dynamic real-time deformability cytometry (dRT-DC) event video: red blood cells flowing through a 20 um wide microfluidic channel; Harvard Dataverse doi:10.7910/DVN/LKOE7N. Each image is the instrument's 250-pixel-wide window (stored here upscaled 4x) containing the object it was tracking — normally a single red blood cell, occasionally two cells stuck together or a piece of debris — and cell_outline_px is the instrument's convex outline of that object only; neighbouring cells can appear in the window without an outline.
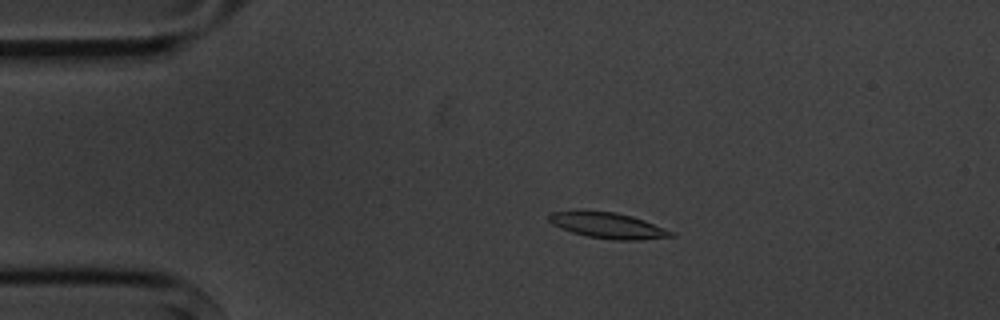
{"species": "common noctule bat (a hibernating species)", "species_latin": "Nyctalus noctula", "temperature_condition": "cold", "stored_images_in_passage": 15, "camera_frame_rate_fps": 3000, "um_per_image_px": 0.085, "animal": {"sex": "male", "body_mass_g": 20.1, "forearm_length_mm": 53.5}, "frame": {"image": 1, "passage_image": 3, "time_ms": 3.333, "image_size_px": [1000, 320], "cell_outline_px": [[676, 236], [640, 240], [612, 240], [588, 236], [572, 232], [552, 224], [548, 220], [548, 216], [552, 212], [616, 212], [632, 216], [644, 220], [676, 232]], "centroid_in_image_um": [51.76, 19.19], "position_along_channel_um": 33.2, "area_um2": 18.03}}
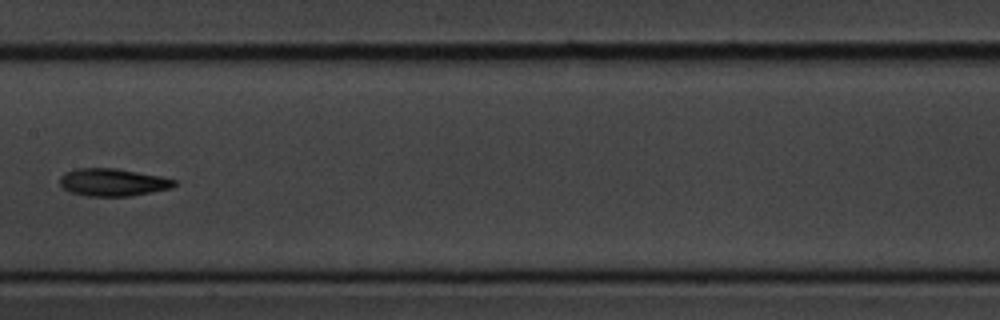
{"frame": {"image": 2, "passage_image": 8, "time_ms": 9.0, "image_size_px": [1000, 320], "cell_outline_px": [[176, 184], [172, 188], [152, 192], [128, 196], [84, 196], [68, 192], [60, 184], [60, 176], [64, 172], [76, 168], [116, 168], [160, 176], [176, 180]], "centroid_in_image_um": [9.55, 15.49], "position_along_channel_um": 197.8, "area_um2": 18.5}}
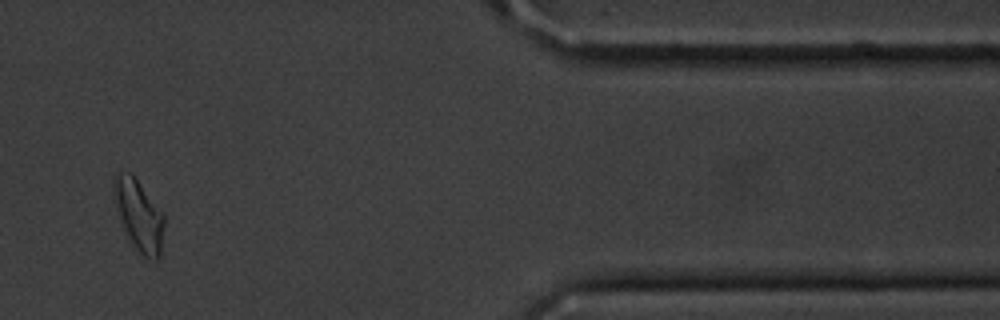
{"frame": {"image": 3, "passage_image": 13, "time_ms": 15.667, "image_size_px": [1000, 320], "cell_outline_px": [[164, 224], [160, 256], [156, 260], [144, 256], [136, 248], [120, 224], [112, 192], [112, 180], [116, 172], [132, 172], [164, 212]], "centroid_in_image_um": [11.78, 18.21], "position_along_channel_um": 399.6, "area_um2": 21.27}, "authors_computed_cell_mechanics": {"area_um2": 18.1492, "velocity_mm_per_s": 3.5889, "shape_relaxation_time_tau1_ms": 5.996, "shape_relaxation_time_tau2_ms": null, "deformation_change_tau1": 0.148, "deformation_change_tau2": null}}